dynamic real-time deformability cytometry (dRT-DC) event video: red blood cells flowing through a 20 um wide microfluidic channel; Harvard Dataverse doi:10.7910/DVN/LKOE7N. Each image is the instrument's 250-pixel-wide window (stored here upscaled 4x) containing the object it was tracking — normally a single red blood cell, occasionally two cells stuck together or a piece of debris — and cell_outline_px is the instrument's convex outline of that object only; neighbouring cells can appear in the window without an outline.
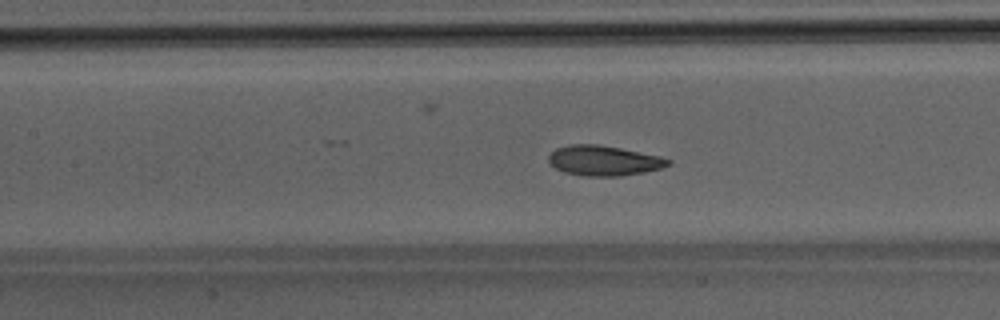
{"species": "Egyptian fruit bat (a non-hibernating species)", "species_latin": "Rousettus aegyptiacus", "temperature_condition": "room temperature", "stored_images_in_passage": 36, "camera_frame_rate_fps": 3000, "um_per_image_px": 0.085, "animal": {"sex": "male"}, "frame": {"image": 1, "passage_image": 8, "time_ms": 2.333, "image_size_px": [1000, 320], "cell_outline_px": [[672, 164], [660, 168], [644, 172], [620, 176], [584, 176], [564, 172], [556, 168], [548, 160], [548, 156], [556, 148], [568, 144], [596, 144], [620, 148], [660, 156], [672, 160]], "centroid_in_image_um": [51.33, 13.65], "position_along_channel_um": 156.1, "area_um2": 20.92}}
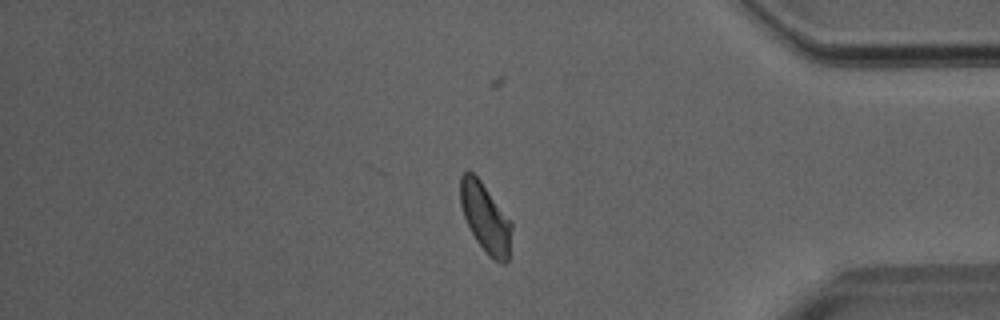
{"frame": {"image": 2, "passage_image": 27, "time_ms": 8.667, "image_size_px": [1000, 320], "cell_outline_px": [[512, 228], [508, 260], [504, 264], [488, 256], [476, 240], [464, 216], [460, 204], [460, 176], [468, 168], [480, 180], [512, 224]], "centroid_in_image_um": [41.24, 18.51], "position_along_channel_um": 394.0, "area_um2": 20.29}}
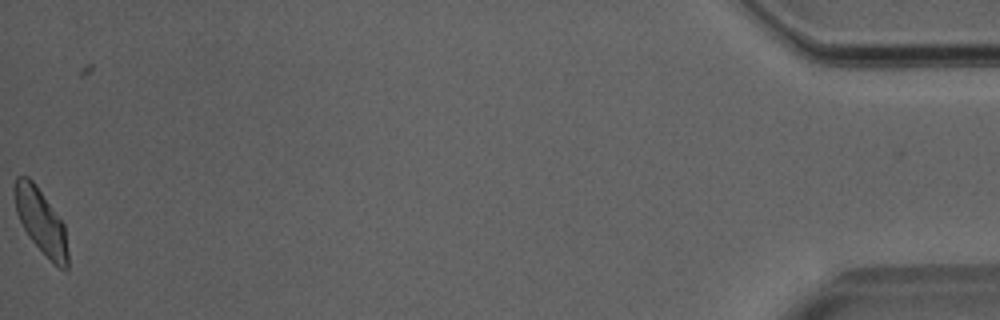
{"frame": {"image": 3, "passage_image": 35, "time_ms": 11.333, "image_size_px": [1000, 320], "cell_outline_px": [[68, 268], [60, 268], [28, 236], [16, 212], [12, 188], [16, 176], [28, 176], [36, 184], [64, 224], [68, 252]], "centroid_in_image_um": [3.45, 18.73], "position_along_channel_um": 431.8, "area_um2": 19.88}}